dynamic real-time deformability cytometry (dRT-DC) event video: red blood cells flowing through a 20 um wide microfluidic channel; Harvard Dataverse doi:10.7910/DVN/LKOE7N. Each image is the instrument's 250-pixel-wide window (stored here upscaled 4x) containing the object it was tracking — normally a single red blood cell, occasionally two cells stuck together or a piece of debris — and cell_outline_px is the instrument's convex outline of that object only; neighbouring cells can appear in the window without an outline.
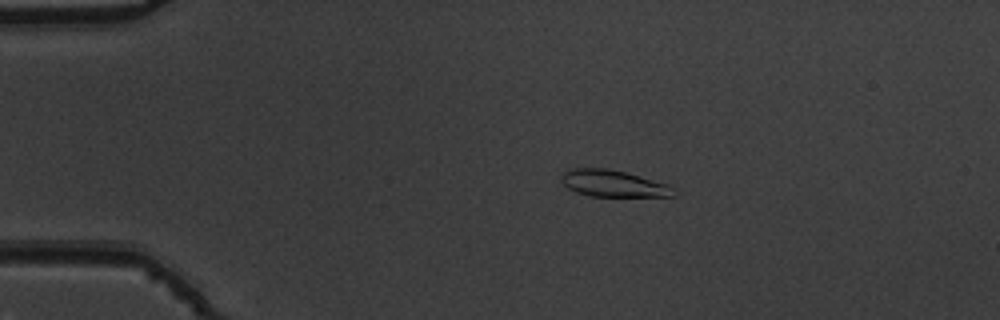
{"species": "common noctule bat (a hibernating species)", "species_latin": "Nyctalus noctula", "temperature_condition": "warm", "stored_images_in_passage": 45, "camera_frame_rate_fps": 3000, "um_per_image_px": 0.085, "animal": {"sex": "male", "body_mass_g": 19.5, "forearm_length_mm": 54.6}, "frame": {"image": 1, "passage_image": 2, "time_ms": 0.333, "image_size_px": [1000, 320], "cell_outline_px": [[676, 196], [588, 196], [576, 192], [568, 188], [560, 180], [560, 176], [568, 168], [608, 168], [624, 172], [668, 184], [676, 192]], "centroid_in_image_um": [52.08, 15.59], "position_along_channel_um": 32.9, "area_um2": 17.46}}
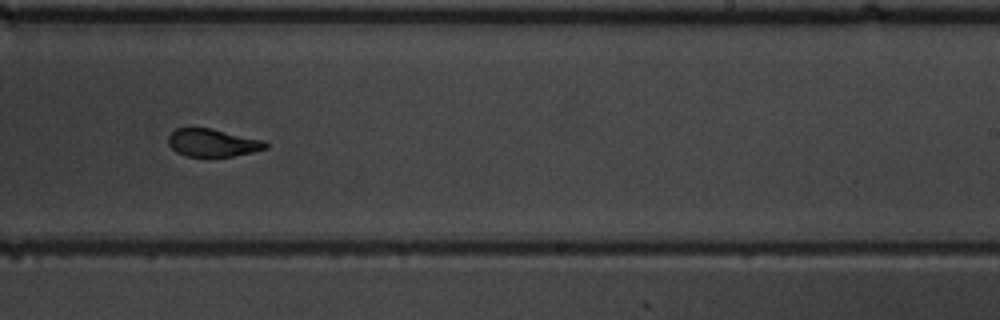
{"frame": {"image": 2, "passage_image": 25, "time_ms": 8.0, "image_size_px": [1000, 320], "cell_outline_px": [[268, 148], [252, 152], [232, 156], [188, 156], [176, 152], [168, 144], [168, 136], [176, 128], [212, 128], [264, 140], [268, 144]], "centroid_in_image_um": [18.08, 12.12], "position_along_channel_um": 270.9, "area_um2": 15.72}}
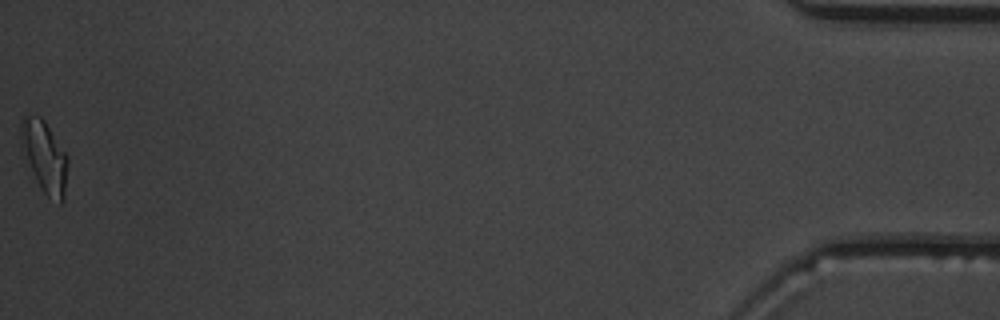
{"frame": {"image": 3, "passage_image": 45, "time_ms": 14.667, "image_size_px": [1000, 320], "cell_outline_px": [[68, 160], [64, 200], [60, 204], [48, 196], [40, 188], [20, 148], [20, 120], [24, 116], [40, 116], [44, 120], [68, 156]], "centroid_in_image_um": [3.77, 13.31], "position_along_channel_um": 431.4, "area_um2": 19.59}, "authors_computed_cell_mechanics": {"area_um2": 17.2244, "velocity_mm_per_s": 3.7995, "shape_relaxation_time_tau1_ms": 3.2222, "shape_relaxation_time_tau2_ms": 2.0487, "deformation_change_tau1": 0.1439, "deformation_change_tau2": 0.0779}}